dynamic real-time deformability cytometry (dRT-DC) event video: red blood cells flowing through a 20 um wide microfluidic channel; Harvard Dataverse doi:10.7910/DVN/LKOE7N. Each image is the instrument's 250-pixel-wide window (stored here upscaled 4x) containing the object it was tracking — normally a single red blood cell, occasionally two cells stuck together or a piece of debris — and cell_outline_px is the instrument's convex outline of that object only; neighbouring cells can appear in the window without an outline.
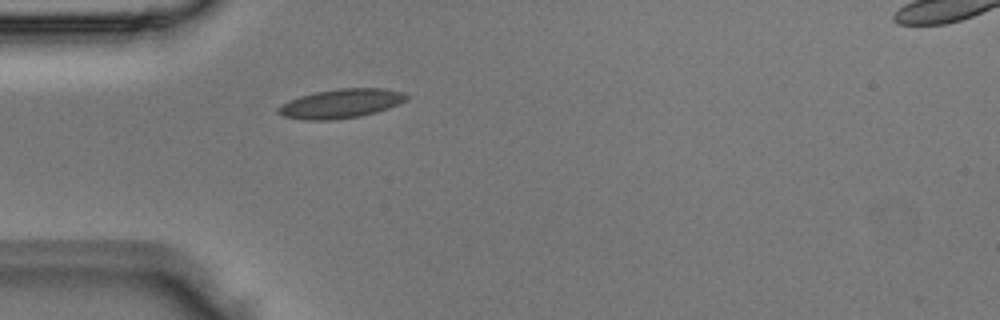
{"species": "Egyptian fruit bat (a non-hibernating species)", "species_latin": "Rousettus aegyptiacus", "temperature_condition": "room temperature", "stored_images_in_passage": 1, "camera_frame_rate_fps": 3000, "um_per_image_px": 0.085, "animal": {"sex": "male"}, "frame": {"image": 1, "passage_image": 1, "time_ms": 0.0, "image_size_px": [1000, 320], "cell_outline_px": [[408, 100], [388, 108], [376, 112], [360, 116], [336, 120], [304, 120], [284, 116], [276, 112], [276, 108], [288, 100], [300, 96], [316, 92], [340, 88], [384, 88], [404, 92], [408, 96]], "centroid_in_image_um": [28.98, 8.8], "position_along_channel_um": 56.0, "area_um2": 21.91}}